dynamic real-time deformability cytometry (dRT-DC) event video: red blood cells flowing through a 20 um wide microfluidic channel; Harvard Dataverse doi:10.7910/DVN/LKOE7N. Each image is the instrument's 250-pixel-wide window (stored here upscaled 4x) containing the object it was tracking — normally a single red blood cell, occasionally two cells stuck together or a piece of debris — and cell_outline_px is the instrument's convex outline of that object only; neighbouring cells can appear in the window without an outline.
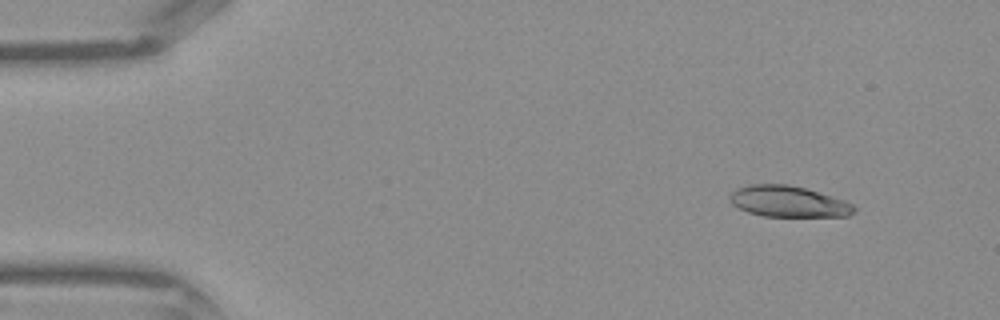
{"species": "Egyptian fruit bat (a non-hibernating species)", "species_latin": "Rousettus aegyptiacus", "temperature_condition": "warm", "stored_images_in_passage": 43, "camera_frame_rate_fps": 3000, "um_per_image_px": 0.085, "frame": {"image": 1, "passage_image": 5, "time_ms": 1.333, "image_size_px": [1000, 320], "cell_outline_px": [[856, 212], [848, 216], [764, 216], [748, 212], [732, 204], [728, 200], [728, 196], [736, 188], [748, 184], [788, 184], [804, 188], [832, 196], [844, 200], [852, 204], [856, 208]], "centroid_in_image_um": [66.99, 17.12], "position_along_channel_um": 18.0, "area_um2": 22.54}}
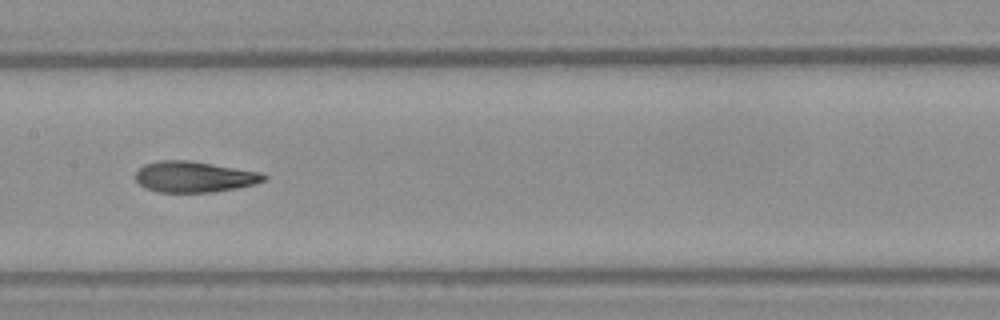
{"frame": {"image": 2, "passage_image": 22, "time_ms": 7.0, "image_size_px": [1000, 320], "cell_outline_px": [[268, 176], [264, 180], [252, 184], [236, 188], [212, 192], [156, 192], [144, 188], [136, 180], [136, 172], [144, 164], [160, 160], [188, 160], [260, 172]], "centroid_in_image_um": [16.46, 15.03], "position_along_channel_um": 190.9, "area_um2": 22.95}}
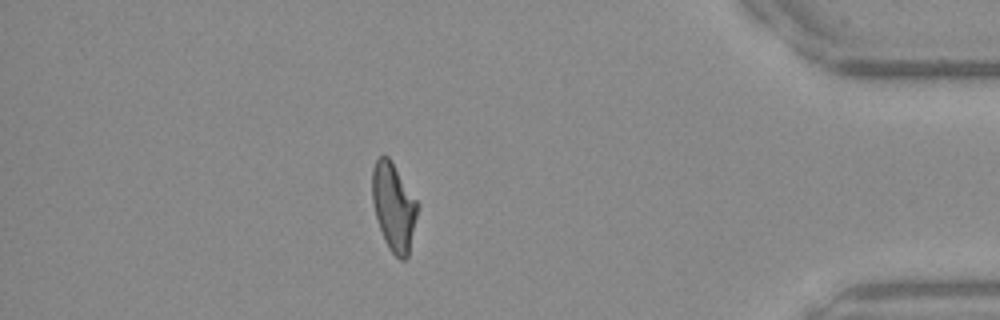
{"frame": {"image": 3, "passage_image": 38, "time_ms": 12.333, "image_size_px": [1000, 320], "cell_outline_px": [[420, 204], [408, 256], [404, 260], [400, 260], [388, 248], [384, 240], [376, 216], [372, 200], [372, 168], [376, 160], [380, 156], [388, 156]], "centroid_in_image_um": [33.48, 17.59], "position_along_channel_um": 401.7, "area_um2": 23.24}}